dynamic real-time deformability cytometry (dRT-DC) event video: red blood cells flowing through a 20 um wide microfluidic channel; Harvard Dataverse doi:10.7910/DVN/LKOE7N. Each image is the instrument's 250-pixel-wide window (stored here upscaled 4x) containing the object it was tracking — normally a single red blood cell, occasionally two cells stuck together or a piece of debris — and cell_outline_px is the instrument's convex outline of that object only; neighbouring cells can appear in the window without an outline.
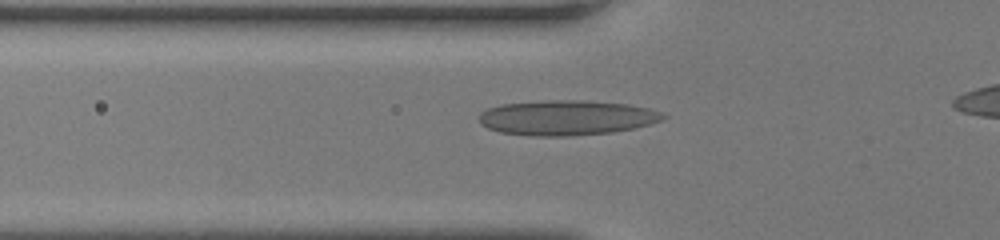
{"species": "human", "species_latin": "Homo sapiens", "temperature_condition": "room temperature", "stored_images_in_passage": 41, "camera_frame_rate_fps": 3000, "um_per_image_px": 0.085, "donor": {"sex": "female"}, "frame": {"image": 1, "passage_image": 13, "time_ms": 4.0, "image_size_px": [1000, 240], "cell_outline_px": [[668, 116], [660, 120], [648, 124], [632, 128], [612, 132], [568, 136], [528, 136], [500, 132], [488, 128], [480, 124], [480, 112], [488, 108], [500, 104], [552, 100], [584, 100], [628, 104], [648, 108], [664, 112]], "centroid_in_image_um": [48.15, 10.0], "position_along_channel_um": 77.6, "area_um2": 37.57}}
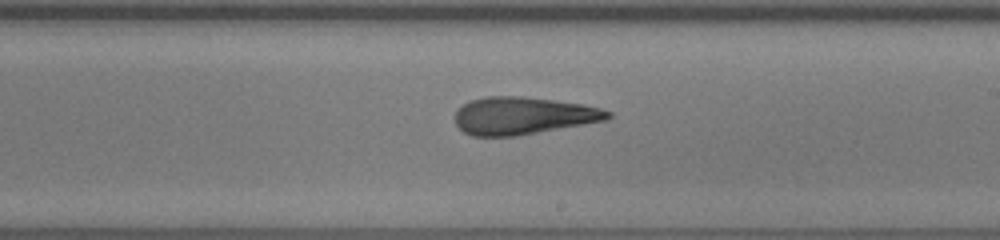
{"frame": {"image": 2, "passage_image": 25, "time_ms": 8.0, "image_size_px": [1000, 240], "cell_outline_px": [[612, 116], [608, 120], [516, 136], [472, 136], [464, 132], [456, 124], [456, 108], [472, 100], [488, 96], [524, 96], [580, 104], [600, 108], [612, 112]], "centroid_in_image_um": [44.46, 9.84], "position_along_channel_um": 244.5, "area_um2": 33.23}}
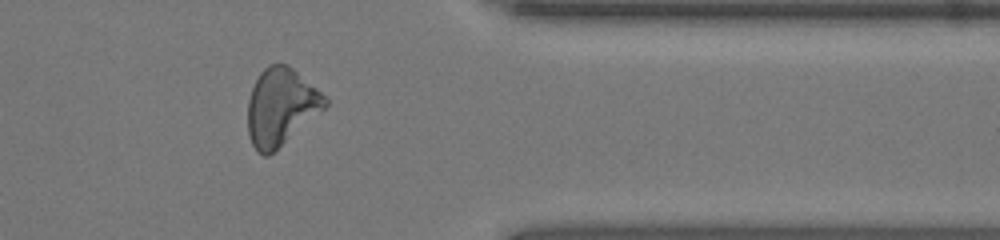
{"frame": {"image": 3, "passage_image": 36, "time_ms": 11.667, "image_size_px": [1000, 240], "cell_outline_px": [[328, 104], [324, 108], [268, 156], [264, 156], [252, 144], [248, 132], [248, 100], [252, 88], [260, 72], [268, 64], [284, 64], [292, 68], [320, 92], [328, 100]], "centroid_in_image_um": [23.84, 9.07], "position_along_channel_um": 387.6, "area_um2": 33.76}}